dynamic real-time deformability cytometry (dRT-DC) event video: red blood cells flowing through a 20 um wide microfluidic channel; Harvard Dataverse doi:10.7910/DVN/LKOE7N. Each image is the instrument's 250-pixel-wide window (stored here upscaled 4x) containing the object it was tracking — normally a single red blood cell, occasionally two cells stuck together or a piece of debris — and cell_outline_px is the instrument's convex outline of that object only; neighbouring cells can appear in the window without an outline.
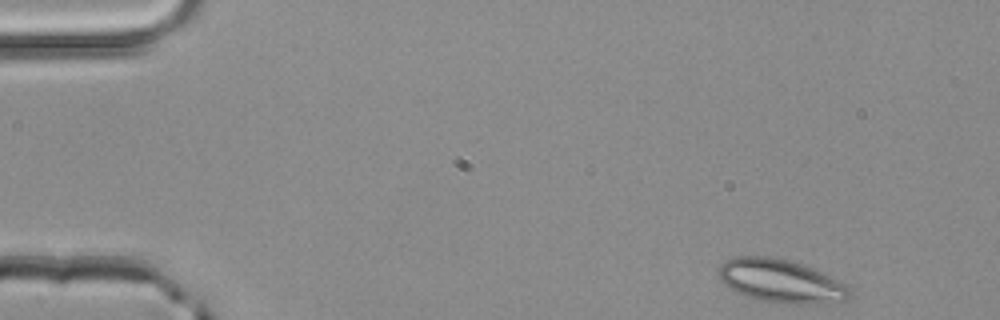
{"species": "common noctule bat (a hibernating species)", "species_latin": "Nyctalus noctula", "temperature_condition": "room temperature", "stored_images_in_passage": 46, "camera_frame_rate_fps": 3000, "um_per_image_px": 0.085, "animal": {"sex": "male", "body_mass_g": 20.4}, "frame": {"image": 1, "passage_image": 1, "time_ms": 0.0, "image_size_px": [1000, 320], "cell_outline_px": [[852, 296], [848, 300], [808, 304], [796, 304], [760, 300], [744, 296], [724, 284], [720, 280], [720, 264], [736, 256], [768, 256], [788, 260], [812, 268], [844, 284], [852, 292]], "centroid_in_image_um": [66.36, 23.89], "position_along_channel_um": 18.6, "area_um2": 32.54}}
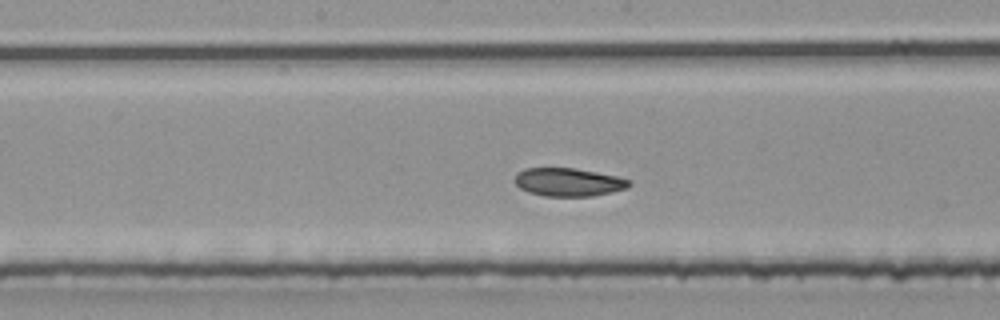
{"frame": {"image": 2, "passage_image": 22, "time_ms": 7.0, "image_size_px": [1000, 320], "cell_outline_px": [[632, 184], [628, 188], [592, 196], [544, 196], [528, 192], [520, 188], [512, 180], [516, 172], [524, 168], [576, 168], [616, 176], [632, 180]], "centroid_in_image_um": [48.29, 15.47], "position_along_channel_um": 199.9, "area_um2": 19.02}}
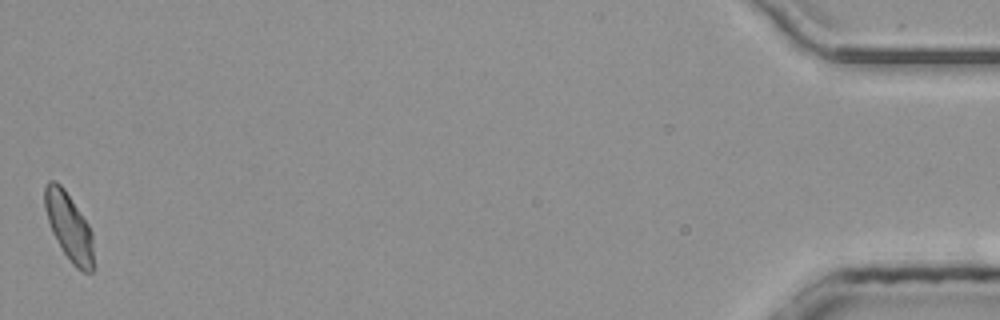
{"frame": {"image": 3, "passage_image": 46, "time_ms": 15.0, "image_size_px": [1000, 320], "cell_outline_px": [[96, 268], [92, 272], [84, 272], [76, 268], [72, 264], [64, 252], [52, 232], [44, 208], [44, 188], [48, 180], [56, 180], [64, 188], [88, 224], [92, 232]], "centroid_in_image_um": [5.9, 19.3], "position_along_channel_um": 429.3, "area_um2": 19.54}}